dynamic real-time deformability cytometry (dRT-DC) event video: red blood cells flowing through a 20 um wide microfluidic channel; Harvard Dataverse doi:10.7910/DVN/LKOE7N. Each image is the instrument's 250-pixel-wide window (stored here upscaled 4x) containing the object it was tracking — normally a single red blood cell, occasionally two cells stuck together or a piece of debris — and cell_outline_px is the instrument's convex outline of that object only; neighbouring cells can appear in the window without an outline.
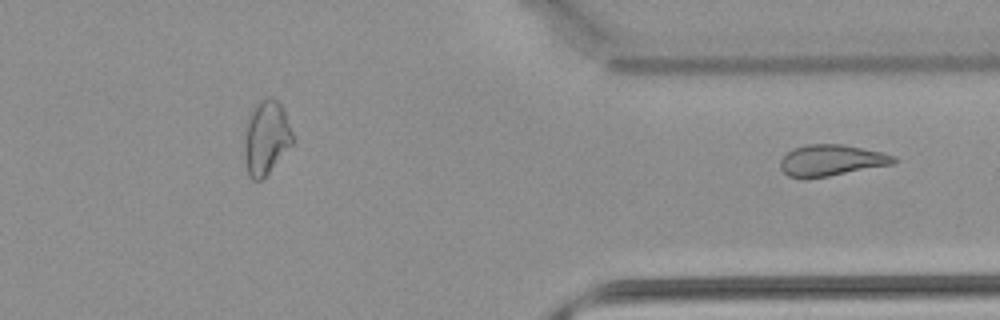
{"species": "common noctule bat (a hibernating species)", "species_latin": "Nyctalus noctula", "temperature_condition": "warm", "stored_images_in_passage": 24, "segment_of_instrument_passage": [2, 2], "camera_frame_rate_fps": 3000, "um_per_image_px": 0.085, "animal": {"sex": "male", "body_mass_g": 21.5, "forearm_length_mm": 52.0}, "frame": {"image": 1, "passage_image": 24, "time_ms": 7.667, "image_size_px": [1000, 320], "cell_outline_px": [[896, 164], [808, 180], [804, 180], [788, 176], [780, 168], [780, 160], [792, 148], [808, 144], [844, 144], [880, 152], [896, 156]], "centroid_in_image_um": [70.65, 13.65], "position_along_channel_um": 340.8, "area_um2": 21.1}}